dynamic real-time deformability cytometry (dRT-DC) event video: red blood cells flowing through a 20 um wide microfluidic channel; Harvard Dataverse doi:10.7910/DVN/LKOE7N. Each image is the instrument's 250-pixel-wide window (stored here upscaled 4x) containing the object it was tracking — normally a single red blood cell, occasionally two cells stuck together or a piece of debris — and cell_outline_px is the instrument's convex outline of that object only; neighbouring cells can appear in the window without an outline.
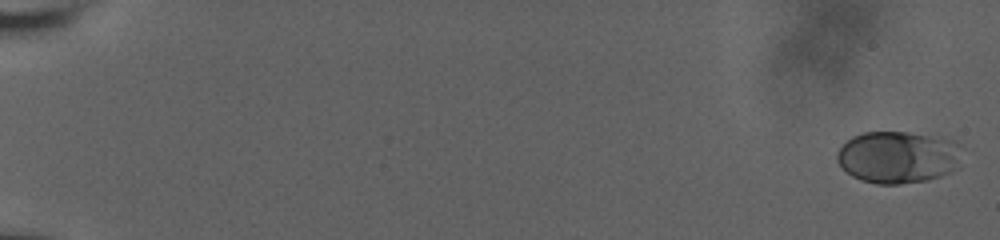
{"species": "human", "species_latin": "Homo sapiens", "temperature_condition": "room temperature", "stored_images_in_passage": 9, "camera_frame_rate_fps": 3000, "um_per_image_px": 0.085, "donor": {"sex": "male"}, "frame": {"image": 1, "passage_image": 1, "time_ms": 0.0, "image_size_px": [1000, 240], "cell_outline_px": [[960, 168], [940, 176], [928, 180], [900, 184], [876, 184], [860, 180], [852, 176], [836, 160], [836, 152], [852, 136], [864, 132], [908, 132], [952, 140], [956, 144]], "centroid_in_image_um": [76.29, 13.37], "position_along_channel_um": 8.7, "area_um2": 37.69}}
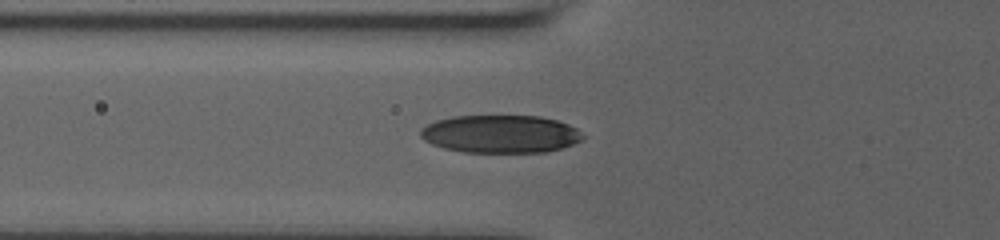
{"frame": {"image": 2, "passage_image": 9, "time_ms": 8.0, "image_size_px": [1000, 240], "cell_outline_px": [[584, 136], [580, 140], [572, 144], [560, 148], [544, 152], [464, 152], [444, 148], [432, 144], [424, 140], [420, 136], [420, 128], [436, 120], [452, 116], [540, 116], [556, 120], [568, 124], [576, 128]], "centroid_in_image_um": [42.5, 11.38], "position_along_channel_um": 83.3, "area_um2": 35.72}}